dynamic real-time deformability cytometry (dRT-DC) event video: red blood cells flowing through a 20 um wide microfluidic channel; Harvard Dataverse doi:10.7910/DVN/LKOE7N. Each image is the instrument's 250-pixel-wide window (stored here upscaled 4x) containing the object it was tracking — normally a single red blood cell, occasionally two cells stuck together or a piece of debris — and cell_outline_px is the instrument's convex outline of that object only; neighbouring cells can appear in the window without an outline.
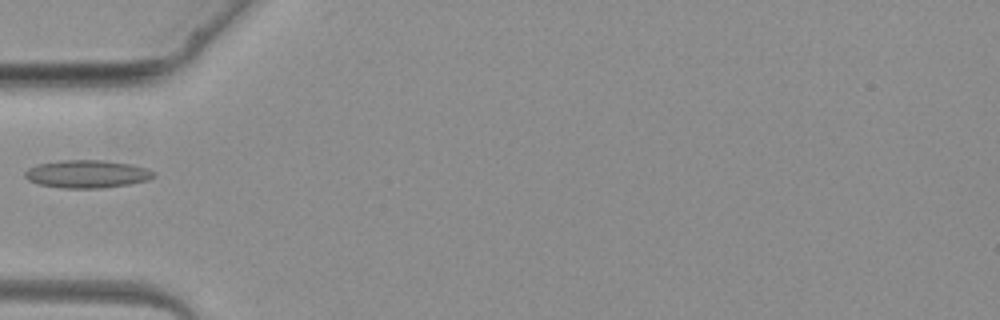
{"species": "common noctule bat (a hibernating species)", "species_latin": "Nyctalus noctula", "temperature_condition": "warm", "stored_images_in_passage": 2, "camera_frame_rate_fps": 3000, "um_per_image_px": 0.085, "animal": {"sex": "female", "body_mass_g": 19.3, "forearm_length_mm": 54.1}, "frame": {"image": 1, "passage_image": 2, "time_ms": 1.0, "image_size_px": [1000, 320], "cell_outline_px": [[156, 176], [148, 180], [128, 184], [100, 188], [64, 188], [40, 184], [28, 180], [24, 176], [24, 172], [28, 168], [36, 164], [60, 160], [104, 160], [132, 164], [148, 168], [156, 172]], "centroid_in_image_um": [7.42, 14.77], "position_along_channel_um": 77.6, "area_um2": 21.04}}